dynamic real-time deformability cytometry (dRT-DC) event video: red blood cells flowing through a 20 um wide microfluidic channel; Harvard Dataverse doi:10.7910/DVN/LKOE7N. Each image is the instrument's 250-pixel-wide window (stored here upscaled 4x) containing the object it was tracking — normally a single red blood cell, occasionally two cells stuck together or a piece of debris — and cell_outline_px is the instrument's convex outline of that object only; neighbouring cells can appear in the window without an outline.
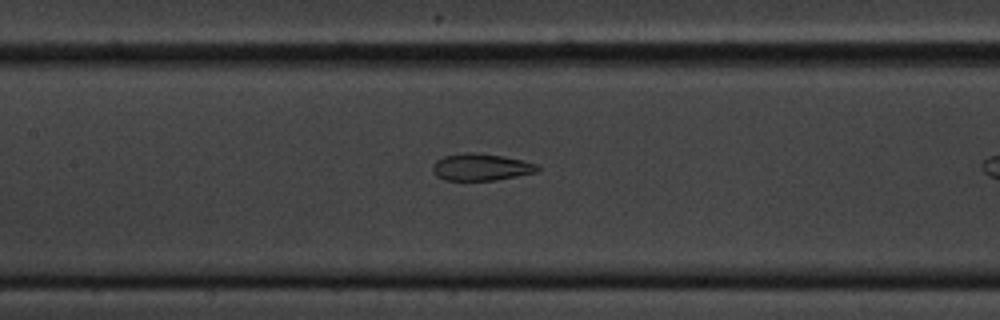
{"species": "common noctule bat (a hibernating species)", "species_latin": "Nyctalus noctula", "temperature_condition": "cold", "stored_images_in_passage": 16, "camera_frame_rate_fps": 3000, "um_per_image_px": 0.085, "animal": {"sex": "male", "body_mass_g": 20.1, "forearm_length_mm": 53.5}, "frame": {"image": 1, "passage_image": 14, "time_ms": 4.333, "image_size_px": [1000, 320], "cell_outline_px": [[540, 168], [536, 172], [496, 180], [444, 180], [436, 176], [432, 168], [432, 164], [436, 160], [444, 156], [468, 152], [476, 152], [504, 156], [524, 160], [536, 164]], "centroid_in_image_um": [40.87, 14.19], "position_along_channel_um": 166.5, "area_um2": 16.53}}